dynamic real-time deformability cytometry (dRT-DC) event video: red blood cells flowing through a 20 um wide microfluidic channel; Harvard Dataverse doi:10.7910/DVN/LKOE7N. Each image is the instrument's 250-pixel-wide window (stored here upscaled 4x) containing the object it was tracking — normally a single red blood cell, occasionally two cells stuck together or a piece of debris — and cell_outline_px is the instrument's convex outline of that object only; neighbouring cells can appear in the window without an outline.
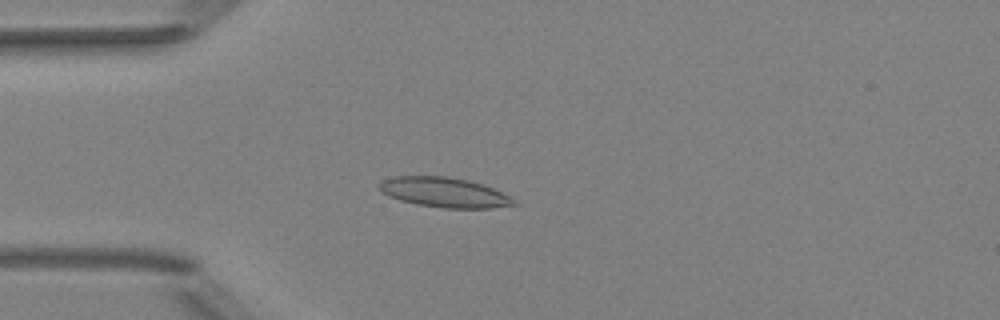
{"species": "Egyptian fruit bat (a non-hibernating species)", "species_latin": "Rousettus aegyptiacus", "temperature_condition": "room temperature", "stored_images_in_passage": 51, "camera_frame_rate_fps": 3000, "um_per_image_px": 0.085, "animal": {"sex": "female"}, "frame": {"image": 1, "passage_image": 14, "time_ms": 4.333, "image_size_px": [1000, 320], "cell_outline_px": [[520, 204], [492, 208], [444, 208], [416, 204], [400, 200], [380, 192], [380, 184], [384, 180], [392, 176], [448, 176], [468, 180], [492, 188], [516, 200]], "centroid_in_image_um": [37.77, 16.36], "position_along_channel_um": 47.2, "area_um2": 23.29}}
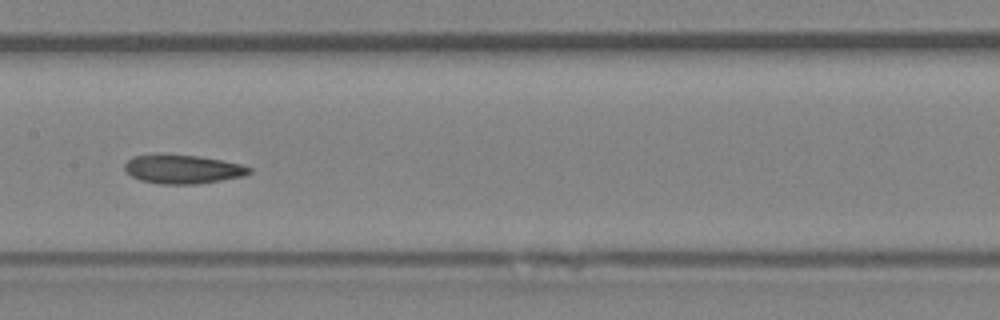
{"frame": {"image": 2, "passage_image": 26, "time_ms": 8.333, "image_size_px": [1000, 320], "cell_outline_px": [[252, 172], [244, 176], [196, 184], [160, 184], [140, 180], [132, 176], [124, 168], [124, 164], [132, 156], [196, 156], [220, 160], [240, 164], [252, 168]], "centroid_in_image_um": [15.56, 14.41], "position_along_channel_um": 191.8, "area_um2": 20.29}}
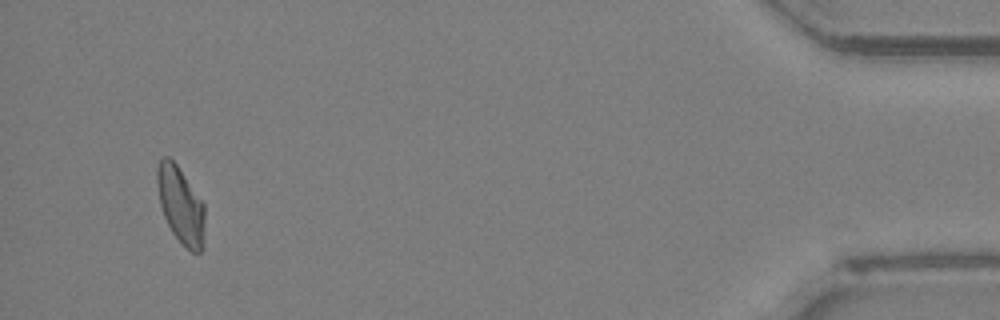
{"frame": {"image": 3, "passage_image": 49, "time_ms": 16.0, "image_size_px": [1000, 320], "cell_outline_px": [[204, 224], [200, 252], [192, 252], [172, 232], [164, 216], [160, 204], [156, 184], [156, 168], [160, 160], [164, 156], [168, 156], [176, 164], [204, 204]], "centroid_in_image_um": [15.32, 17.38], "position_along_channel_um": 419.9, "area_um2": 20.75}, "authors_computed_cell_mechanics": {"area_um2": 21.386, "velocity_mm_per_s": 3.9913, "shape_relaxation_time_tau1_ms": null, "shape_relaxation_time_tau2_ms": 3.8312, "deformation_change_tau1": null, "deformation_change_tau2": 0.0956}}